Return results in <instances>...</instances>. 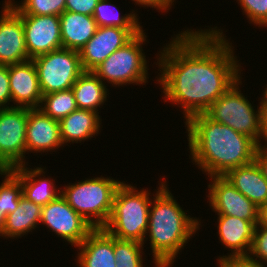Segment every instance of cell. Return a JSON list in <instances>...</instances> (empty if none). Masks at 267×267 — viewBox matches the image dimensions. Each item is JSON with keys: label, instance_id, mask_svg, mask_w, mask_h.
I'll list each match as a JSON object with an SVG mask.
<instances>
[{"label": "cell", "instance_id": "cell-32", "mask_svg": "<svg viewBox=\"0 0 267 267\" xmlns=\"http://www.w3.org/2000/svg\"><path fill=\"white\" fill-rule=\"evenodd\" d=\"M10 102L9 66L0 65V108L13 107Z\"/></svg>", "mask_w": 267, "mask_h": 267}, {"label": "cell", "instance_id": "cell-3", "mask_svg": "<svg viewBox=\"0 0 267 267\" xmlns=\"http://www.w3.org/2000/svg\"><path fill=\"white\" fill-rule=\"evenodd\" d=\"M160 183L151 197L145 236L149 237L154 267H171L189 239L200 230L201 222L184 212L170 192L167 181Z\"/></svg>", "mask_w": 267, "mask_h": 267}, {"label": "cell", "instance_id": "cell-18", "mask_svg": "<svg viewBox=\"0 0 267 267\" xmlns=\"http://www.w3.org/2000/svg\"><path fill=\"white\" fill-rule=\"evenodd\" d=\"M77 248L79 267H116L114 237L103 228H94Z\"/></svg>", "mask_w": 267, "mask_h": 267}, {"label": "cell", "instance_id": "cell-36", "mask_svg": "<svg viewBox=\"0 0 267 267\" xmlns=\"http://www.w3.org/2000/svg\"><path fill=\"white\" fill-rule=\"evenodd\" d=\"M254 161L259 166L263 177L267 180V146H259L257 148Z\"/></svg>", "mask_w": 267, "mask_h": 267}, {"label": "cell", "instance_id": "cell-15", "mask_svg": "<svg viewBox=\"0 0 267 267\" xmlns=\"http://www.w3.org/2000/svg\"><path fill=\"white\" fill-rule=\"evenodd\" d=\"M9 84L14 107L39 109L43 95L32 60L9 65Z\"/></svg>", "mask_w": 267, "mask_h": 267}, {"label": "cell", "instance_id": "cell-39", "mask_svg": "<svg viewBox=\"0 0 267 267\" xmlns=\"http://www.w3.org/2000/svg\"><path fill=\"white\" fill-rule=\"evenodd\" d=\"M6 221V215H4V211H2L1 199H0V236L3 237L4 226Z\"/></svg>", "mask_w": 267, "mask_h": 267}, {"label": "cell", "instance_id": "cell-4", "mask_svg": "<svg viewBox=\"0 0 267 267\" xmlns=\"http://www.w3.org/2000/svg\"><path fill=\"white\" fill-rule=\"evenodd\" d=\"M122 181L113 200L108 222L103 227L110 235L122 240L145 244L148 228L151 195L147 188L138 191L136 186Z\"/></svg>", "mask_w": 267, "mask_h": 267}, {"label": "cell", "instance_id": "cell-6", "mask_svg": "<svg viewBox=\"0 0 267 267\" xmlns=\"http://www.w3.org/2000/svg\"><path fill=\"white\" fill-rule=\"evenodd\" d=\"M241 82L240 78L213 102L204 114L214 122L227 125L238 133L251 137L262 146V101L256 111L253 103L241 93Z\"/></svg>", "mask_w": 267, "mask_h": 267}, {"label": "cell", "instance_id": "cell-7", "mask_svg": "<svg viewBox=\"0 0 267 267\" xmlns=\"http://www.w3.org/2000/svg\"><path fill=\"white\" fill-rule=\"evenodd\" d=\"M145 34L144 30H141L93 70L103 83L107 82L113 87H120L127 86V84L140 86L148 82L149 66L142 48V45L144 46L147 42Z\"/></svg>", "mask_w": 267, "mask_h": 267}, {"label": "cell", "instance_id": "cell-35", "mask_svg": "<svg viewBox=\"0 0 267 267\" xmlns=\"http://www.w3.org/2000/svg\"><path fill=\"white\" fill-rule=\"evenodd\" d=\"M135 2V4L137 5H141L140 7H151V8H155L156 10H158V12L161 11V13L163 12H168L169 10H171L172 6L174 5L173 2L175 0H132Z\"/></svg>", "mask_w": 267, "mask_h": 267}, {"label": "cell", "instance_id": "cell-2", "mask_svg": "<svg viewBox=\"0 0 267 267\" xmlns=\"http://www.w3.org/2000/svg\"><path fill=\"white\" fill-rule=\"evenodd\" d=\"M185 123L192 163L206 176H224L230 169L254 161L260 146L254 139L205 114L192 116Z\"/></svg>", "mask_w": 267, "mask_h": 267}, {"label": "cell", "instance_id": "cell-10", "mask_svg": "<svg viewBox=\"0 0 267 267\" xmlns=\"http://www.w3.org/2000/svg\"><path fill=\"white\" fill-rule=\"evenodd\" d=\"M41 223L75 248L94 229L61 194L42 207L40 225Z\"/></svg>", "mask_w": 267, "mask_h": 267}, {"label": "cell", "instance_id": "cell-33", "mask_svg": "<svg viewBox=\"0 0 267 267\" xmlns=\"http://www.w3.org/2000/svg\"><path fill=\"white\" fill-rule=\"evenodd\" d=\"M100 0H65V10L93 16L95 7Z\"/></svg>", "mask_w": 267, "mask_h": 267}, {"label": "cell", "instance_id": "cell-30", "mask_svg": "<svg viewBox=\"0 0 267 267\" xmlns=\"http://www.w3.org/2000/svg\"><path fill=\"white\" fill-rule=\"evenodd\" d=\"M251 24L267 27V0H237Z\"/></svg>", "mask_w": 267, "mask_h": 267}, {"label": "cell", "instance_id": "cell-37", "mask_svg": "<svg viewBox=\"0 0 267 267\" xmlns=\"http://www.w3.org/2000/svg\"><path fill=\"white\" fill-rule=\"evenodd\" d=\"M262 95V140L265 141L262 146H267V93L264 91Z\"/></svg>", "mask_w": 267, "mask_h": 267}, {"label": "cell", "instance_id": "cell-27", "mask_svg": "<svg viewBox=\"0 0 267 267\" xmlns=\"http://www.w3.org/2000/svg\"><path fill=\"white\" fill-rule=\"evenodd\" d=\"M14 0L6 2L19 15H56L65 11V0H21L18 4Z\"/></svg>", "mask_w": 267, "mask_h": 267}, {"label": "cell", "instance_id": "cell-31", "mask_svg": "<svg viewBox=\"0 0 267 267\" xmlns=\"http://www.w3.org/2000/svg\"><path fill=\"white\" fill-rule=\"evenodd\" d=\"M251 261L260 265L267 264V228L256 225L254 238L247 256Z\"/></svg>", "mask_w": 267, "mask_h": 267}, {"label": "cell", "instance_id": "cell-28", "mask_svg": "<svg viewBox=\"0 0 267 267\" xmlns=\"http://www.w3.org/2000/svg\"><path fill=\"white\" fill-rule=\"evenodd\" d=\"M144 244L114 237V257L116 267H144Z\"/></svg>", "mask_w": 267, "mask_h": 267}, {"label": "cell", "instance_id": "cell-22", "mask_svg": "<svg viewBox=\"0 0 267 267\" xmlns=\"http://www.w3.org/2000/svg\"><path fill=\"white\" fill-rule=\"evenodd\" d=\"M63 48L79 51L95 34L97 23L93 16L64 11L60 16Z\"/></svg>", "mask_w": 267, "mask_h": 267}, {"label": "cell", "instance_id": "cell-1", "mask_svg": "<svg viewBox=\"0 0 267 267\" xmlns=\"http://www.w3.org/2000/svg\"><path fill=\"white\" fill-rule=\"evenodd\" d=\"M223 33L217 26L183 30L156 56L154 64L160 71L156 81L163 90V100L182 106L185 122L204 114L242 78L243 66Z\"/></svg>", "mask_w": 267, "mask_h": 267}, {"label": "cell", "instance_id": "cell-29", "mask_svg": "<svg viewBox=\"0 0 267 267\" xmlns=\"http://www.w3.org/2000/svg\"><path fill=\"white\" fill-rule=\"evenodd\" d=\"M1 177H5L0 183V199L4 215L15 211L22 195L20 180L10 170H0ZM4 175V176H3Z\"/></svg>", "mask_w": 267, "mask_h": 267}, {"label": "cell", "instance_id": "cell-26", "mask_svg": "<svg viewBox=\"0 0 267 267\" xmlns=\"http://www.w3.org/2000/svg\"><path fill=\"white\" fill-rule=\"evenodd\" d=\"M39 109L52 119L60 120L78 109L72 89L57 91L42 96Z\"/></svg>", "mask_w": 267, "mask_h": 267}, {"label": "cell", "instance_id": "cell-24", "mask_svg": "<svg viewBox=\"0 0 267 267\" xmlns=\"http://www.w3.org/2000/svg\"><path fill=\"white\" fill-rule=\"evenodd\" d=\"M42 207L22 196L15 211L6 216L3 237L21 238L40 225Z\"/></svg>", "mask_w": 267, "mask_h": 267}, {"label": "cell", "instance_id": "cell-17", "mask_svg": "<svg viewBox=\"0 0 267 267\" xmlns=\"http://www.w3.org/2000/svg\"><path fill=\"white\" fill-rule=\"evenodd\" d=\"M217 222L219 241L231 251L228 256H218L217 261L227 258L247 257L258 222H250L227 215H218Z\"/></svg>", "mask_w": 267, "mask_h": 267}, {"label": "cell", "instance_id": "cell-21", "mask_svg": "<svg viewBox=\"0 0 267 267\" xmlns=\"http://www.w3.org/2000/svg\"><path fill=\"white\" fill-rule=\"evenodd\" d=\"M224 177L257 207L267 203V180L255 161L230 169Z\"/></svg>", "mask_w": 267, "mask_h": 267}, {"label": "cell", "instance_id": "cell-14", "mask_svg": "<svg viewBox=\"0 0 267 267\" xmlns=\"http://www.w3.org/2000/svg\"><path fill=\"white\" fill-rule=\"evenodd\" d=\"M0 12V65H13L31 60L25 44L21 16L4 0Z\"/></svg>", "mask_w": 267, "mask_h": 267}, {"label": "cell", "instance_id": "cell-38", "mask_svg": "<svg viewBox=\"0 0 267 267\" xmlns=\"http://www.w3.org/2000/svg\"><path fill=\"white\" fill-rule=\"evenodd\" d=\"M259 226L267 228V203L259 207L258 223Z\"/></svg>", "mask_w": 267, "mask_h": 267}, {"label": "cell", "instance_id": "cell-20", "mask_svg": "<svg viewBox=\"0 0 267 267\" xmlns=\"http://www.w3.org/2000/svg\"><path fill=\"white\" fill-rule=\"evenodd\" d=\"M101 121L99 113L88 109H76L67 117L60 119L59 127L63 145L81 143L93 136L96 137L102 128Z\"/></svg>", "mask_w": 267, "mask_h": 267}, {"label": "cell", "instance_id": "cell-16", "mask_svg": "<svg viewBox=\"0 0 267 267\" xmlns=\"http://www.w3.org/2000/svg\"><path fill=\"white\" fill-rule=\"evenodd\" d=\"M62 146L59 120L45 115L40 109L28 108L26 152H56Z\"/></svg>", "mask_w": 267, "mask_h": 267}, {"label": "cell", "instance_id": "cell-11", "mask_svg": "<svg viewBox=\"0 0 267 267\" xmlns=\"http://www.w3.org/2000/svg\"><path fill=\"white\" fill-rule=\"evenodd\" d=\"M208 200L217 215L258 222L259 207L239 192L224 176H210Z\"/></svg>", "mask_w": 267, "mask_h": 267}, {"label": "cell", "instance_id": "cell-9", "mask_svg": "<svg viewBox=\"0 0 267 267\" xmlns=\"http://www.w3.org/2000/svg\"><path fill=\"white\" fill-rule=\"evenodd\" d=\"M28 108H0V170L27 164L26 131Z\"/></svg>", "mask_w": 267, "mask_h": 267}, {"label": "cell", "instance_id": "cell-19", "mask_svg": "<svg viewBox=\"0 0 267 267\" xmlns=\"http://www.w3.org/2000/svg\"><path fill=\"white\" fill-rule=\"evenodd\" d=\"M28 164L10 169V171L20 180L22 195L29 201L40 207L45 206L55 200L61 190L55 186V179L45 177L46 167H27ZM44 176V177H42Z\"/></svg>", "mask_w": 267, "mask_h": 267}, {"label": "cell", "instance_id": "cell-5", "mask_svg": "<svg viewBox=\"0 0 267 267\" xmlns=\"http://www.w3.org/2000/svg\"><path fill=\"white\" fill-rule=\"evenodd\" d=\"M121 181L108 177H93L69 183L61 196L93 228H103L109 220L113 200Z\"/></svg>", "mask_w": 267, "mask_h": 267}, {"label": "cell", "instance_id": "cell-25", "mask_svg": "<svg viewBox=\"0 0 267 267\" xmlns=\"http://www.w3.org/2000/svg\"><path fill=\"white\" fill-rule=\"evenodd\" d=\"M114 4L109 0H100L93 13L98 27L114 26L121 28H143L139 22L138 14L132 9L131 13L120 16ZM116 9V10H115ZM109 10V11H108ZM114 10V11H113ZM116 12V13H115ZM117 14V15H116Z\"/></svg>", "mask_w": 267, "mask_h": 267}, {"label": "cell", "instance_id": "cell-23", "mask_svg": "<svg viewBox=\"0 0 267 267\" xmlns=\"http://www.w3.org/2000/svg\"><path fill=\"white\" fill-rule=\"evenodd\" d=\"M106 87L93 71H84L71 88L78 109H88L99 113V108L103 106L109 96Z\"/></svg>", "mask_w": 267, "mask_h": 267}, {"label": "cell", "instance_id": "cell-34", "mask_svg": "<svg viewBox=\"0 0 267 267\" xmlns=\"http://www.w3.org/2000/svg\"><path fill=\"white\" fill-rule=\"evenodd\" d=\"M217 262L219 263L217 264L218 267H265L264 265L251 261L247 257L227 258Z\"/></svg>", "mask_w": 267, "mask_h": 267}, {"label": "cell", "instance_id": "cell-13", "mask_svg": "<svg viewBox=\"0 0 267 267\" xmlns=\"http://www.w3.org/2000/svg\"><path fill=\"white\" fill-rule=\"evenodd\" d=\"M28 57L33 58L63 48L60 17L56 15H20Z\"/></svg>", "mask_w": 267, "mask_h": 267}, {"label": "cell", "instance_id": "cell-12", "mask_svg": "<svg viewBox=\"0 0 267 267\" xmlns=\"http://www.w3.org/2000/svg\"><path fill=\"white\" fill-rule=\"evenodd\" d=\"M141 30L143 28L97 27L94 36L79 50L83 70L93 71Z\"/></svg>", "mask_w": 267, "mask_h": 267}, {"label": "cell", "instance_id": "cell-8", "mask_svg": "<svg viewBox=\"0 0 267 267\" xmlns=\"http://www.w3.org/2000/svg\"><path fill=\"white\" fill-rule=\"evenodd\" d=\"M42 95L71 89L84 72L79 51L60 48L32 59Z\"/></svg>", "mask_w": 267, "mask_h": 267}]
</instances>
